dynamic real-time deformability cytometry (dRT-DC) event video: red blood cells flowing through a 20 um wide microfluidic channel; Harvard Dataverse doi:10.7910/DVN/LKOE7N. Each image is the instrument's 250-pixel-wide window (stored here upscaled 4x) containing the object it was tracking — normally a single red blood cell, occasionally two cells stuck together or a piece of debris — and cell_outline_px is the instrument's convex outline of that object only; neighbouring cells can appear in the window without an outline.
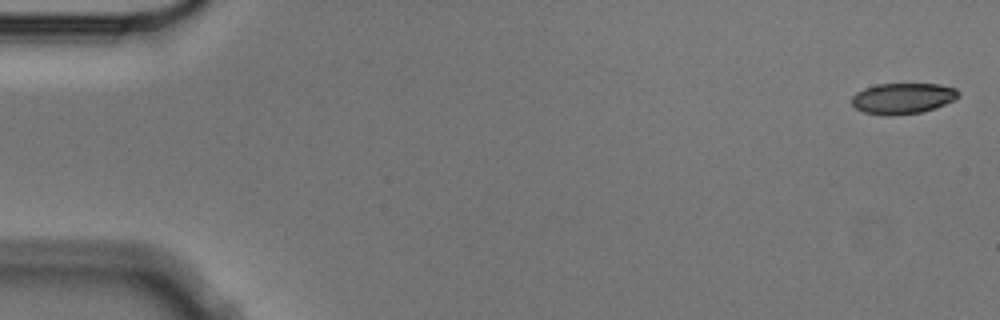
{"species": "Egyptian fruit bat (a non-hibernating species)", "species_latin": "Rousettus aegyptiacus", "temperature_condition": "cold", "stored_images_in_passage": 5, "camera_frame_rate_fps": 3000, "um_per_image_px": 0.085, "animal": {"sex": "male"}, "frame": {"image": 1, "passage_image": 1, "time_ms": 0.0, "image_size_px": [1000, 320], "cell_outline_px": [[960, 96], [936, 108], [920, 112], [888, 116], [884, 116], [864, 112], [856, 108], [852, 104], [852, 96], [856, 92], [864, 88], [876, 84], [940, 84], [956, 88], [960, 92]], "centroid_in_image_um": [76.73, 8.36], "position_along_channel_um": 8.3, "area_um2": 19.25}}
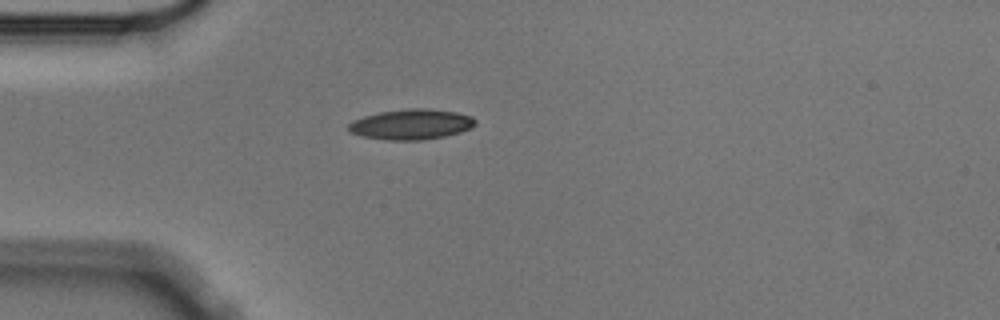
{"frame": {"image": 2, "passage_image": 5, "time_ms": 1.333, "image_size_px": [1000, 320], "cell_outline_px": [[476, 124], [472, 128], [460, 132], [444, 136], [424, 140], [388, 140], [360, 136], [348, 132], [348, 124], [352, 120], [364, 116], [380, 112], [408, 108], [428, 108], [456, 112], [472, 116], [476, 120]], "centroid_in_image_um": [34.95, 10.57], "position_along_channel_um": 50.1, "area_um2": 22.66}}